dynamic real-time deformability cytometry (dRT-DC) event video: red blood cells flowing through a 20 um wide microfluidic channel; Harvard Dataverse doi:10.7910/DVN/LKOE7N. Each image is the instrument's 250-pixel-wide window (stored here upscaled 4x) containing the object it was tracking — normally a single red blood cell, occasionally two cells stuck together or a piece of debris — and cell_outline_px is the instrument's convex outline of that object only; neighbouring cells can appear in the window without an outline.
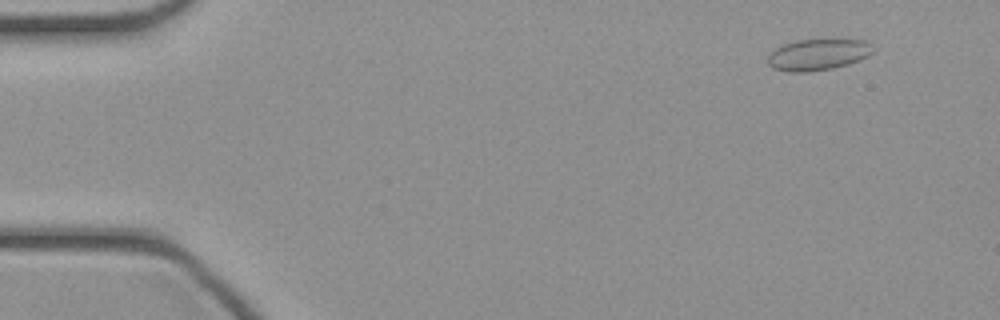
{"species": "common noctule bat (a hibernating species)", "species_latin": "Nyctalus noctula", "temperature_condition": "cold", "stored_images_in_passage": 46, "camera_frame_rate_fps": 3000, "um_per_image_px": 0.085, "animal": {"sex": "female", "body_mass_g": 21.9}, "frame": {"image": 1, "passage_image": 4, "time_ms": 1.0, "image_size_px": [1000, 320], "cell_outline_px": [[872, 52], [868, 56], [860, 60], [848, 64], [832, 68], [808, 72], [788, 72], [772, 68], [768, 64], [768, 56], [776, 48], [784, 44], [796, 40], [824, 36], [868, 40]], "centroid_in_image_um": [69.55, 4.58], "position_along_channel_um": 15.4, "area_um2": 20.06}}
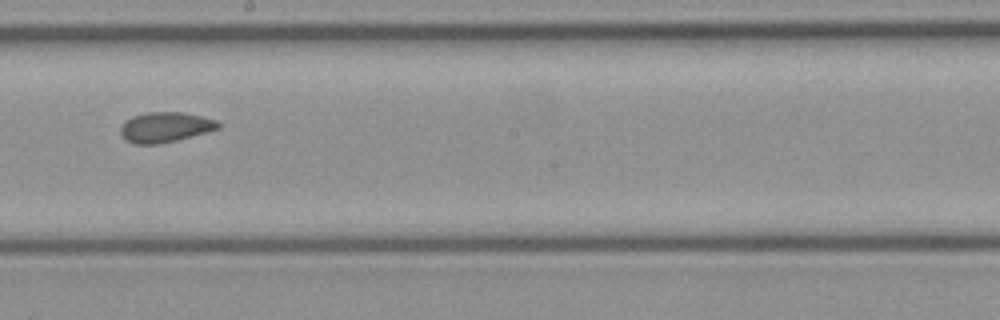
{"frame": {"image": 2, "passage_image": 26, "time_ms": 8.333, "image_size_px": [1000, 320], "cell_outline_px": [[220, 128], [176, 140], [160, 144], [136, 144], [124, 140], [120, 132], [120, 128], [124, 120], [132, 116], [148, 112], [180, 112], [200, 116], [216, 120], [220, 124]], "centroid_in_image_um": [13.99, 10.81], "position_along_channel_um": 234.2, "area_um2": 17.11}}
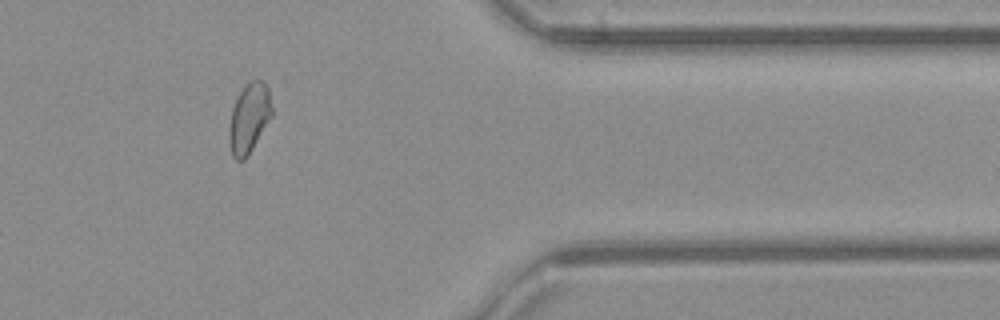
{"frame": {"image": 3, "passage_image": 38, "time_ms": 12.333, "image_size_px": [1000, 320], "cell_outline_px": [[272, 116], [248, 156], [244, 160], [236, 160], [232, 156], [228, 140], [228, 132], [232, 108], [236, 96], [244, 84], [252, 80], [260, 80], [268, 84], [272, 108]], "centroid_in_image_um": [21.16, 10.02], "position_along_channel_um": 390.2, "area_um2": 17.74}}